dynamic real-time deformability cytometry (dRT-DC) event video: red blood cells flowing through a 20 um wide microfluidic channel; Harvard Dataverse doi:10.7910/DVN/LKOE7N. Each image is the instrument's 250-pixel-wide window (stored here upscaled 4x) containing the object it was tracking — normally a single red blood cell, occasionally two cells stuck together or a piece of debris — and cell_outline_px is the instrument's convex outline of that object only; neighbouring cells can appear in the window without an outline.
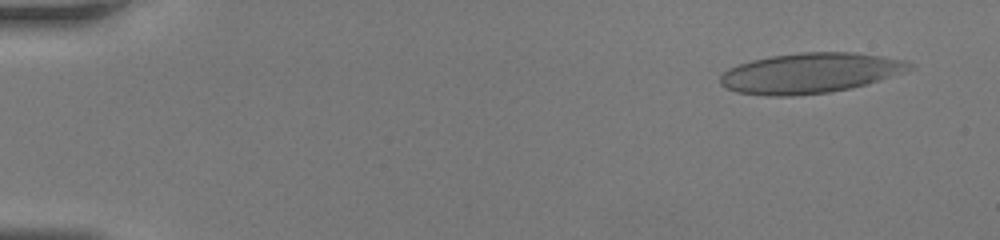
{"species": "human", "species_latin": "Homo sapiens", "temperature_condition": "room temperature", "stored_images_in_passage": 45, "camera_frame_rate_fps": 3000, "um_per_image_px": 0.085, "donor": {"sex": "female"}, "frame": {"image": 1, "passage_image": 3, "time_ms": 0.667, "image_size_px": [1000, 240], "cell_outline_px": [[916, 68], [868, 84], [852, 88], [828, 92], [792, 96], [768, 96], [736, 92], [720, 84], [720, 76], [728, 68], [752, 60], [772, 56], [800, 52], [852, 52], [908, 60], [916, 64]], "centroid_in_image_um": [68.92, 6.21], "position_along_channel_um": 16.1, "area_um2": 44.56}}
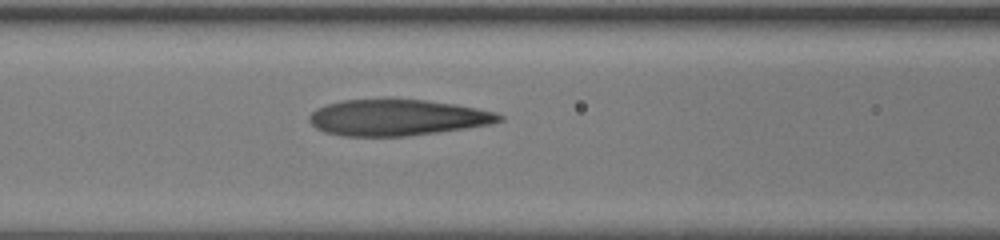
{"frame": {"image": 2, "passage_image": 20, "time_ms": 6.333, "image_size_px": [1000, 240], "cell_outline_px": [[504, 120], [492, 124], [408, 136], [340, 136], [324, 132], [316, 128], [308, 120], [308, 116], [316, 108], [340, 100], [388, 96], [424, 100], [456, 104], [496, 112], [504, 116]], "centroid_in_image_um": [33.73, 9.95], "position_along_channel_um": 132.9, "area_um2": 41.1}}
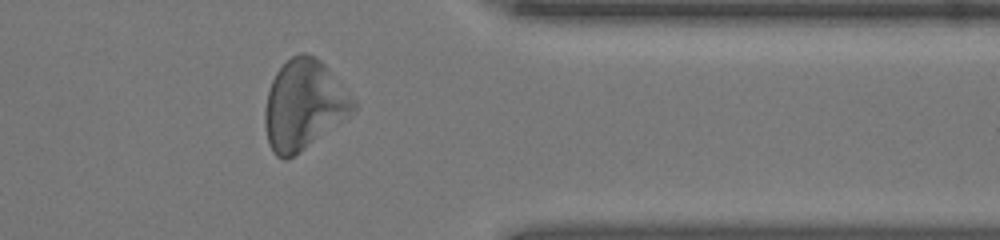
{"frame": {"image": 3, "passage_image": 37, "time_ms": 12.0, "image_size_px": [1000, 240], "cell_outline_px": [[356, 108], [352, 112], [300, 152], [288, 160], [284, 160], [276, 156], [272, 152], [268, 144], [264, 124], [264, 112], [268, 92], [272, 80], [276, 72], [292, 56], [300, 52], [304, 52], [320, 60], [324, 64], [356, 100]], "centroid_in_image_um": [25.79, 8.93], "position_along_channel_um": 385.6, "area_um2": 45.78}}